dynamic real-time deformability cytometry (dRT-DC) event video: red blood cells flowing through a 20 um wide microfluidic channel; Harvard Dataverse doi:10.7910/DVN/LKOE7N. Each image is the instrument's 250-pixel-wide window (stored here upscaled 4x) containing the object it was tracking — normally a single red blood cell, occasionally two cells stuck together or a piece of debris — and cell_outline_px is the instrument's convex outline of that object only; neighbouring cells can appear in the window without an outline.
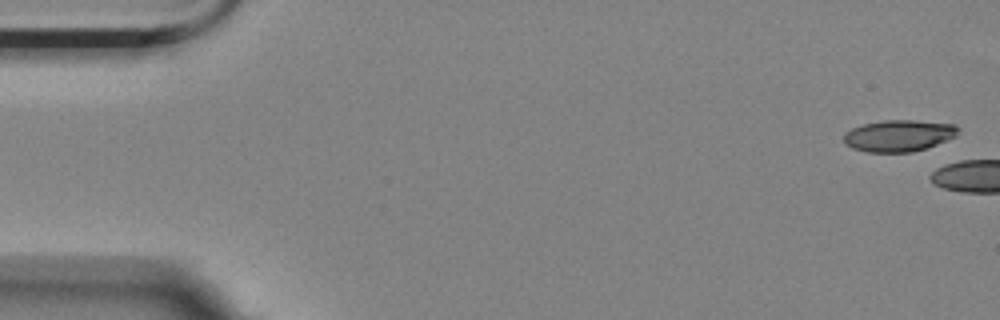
{"species": "Egyptian fruit bat (a non-hibernating species)", "species_latin": "Rousettus aegyptiacus", "temperature_condition": "room temperature", "stored_images_in_passage": 2, "camera_frame_rate_fps": 3000, "um_per_image_px": 0.085, "animal": {"sex": "female"}, "frame": {"image": 1, "passage_image": 1, "time_ms": 0.0, "image_size_px": [1000, 320], "cell_outline_px": [[960, 128], [956, 136], [936, 144], [912, 152], [868, 152], [852, 148], [844, 144], [844, 132], [852, 128], [864, 124], [884, 120], [916, 120], [956, 124]], "centroid_in_image_um": [76.39, 11.52], "position_along_channel_um": 8.6, "area_um2": 21.1}}